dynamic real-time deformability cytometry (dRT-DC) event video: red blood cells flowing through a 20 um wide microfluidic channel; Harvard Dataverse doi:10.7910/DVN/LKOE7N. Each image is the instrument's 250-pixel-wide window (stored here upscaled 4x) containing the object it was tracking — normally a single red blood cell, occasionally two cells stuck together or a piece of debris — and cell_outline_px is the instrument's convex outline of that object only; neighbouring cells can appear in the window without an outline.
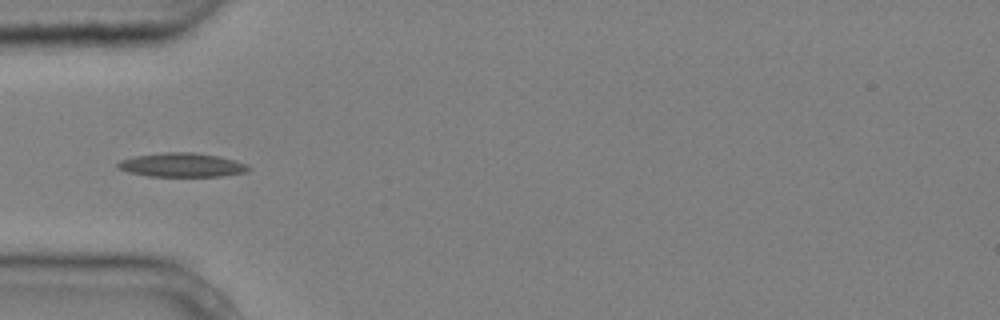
{"species": "common noctule bat (a hibernating species)", "species_latin": "Nyctalus noctula", "temperature_condition": "cold", "stored_images_in_passage": 10, "camera_frame_rate_fps": 3000, "um_per_image_px": 0.085, "animal": {"sex": "male", "body_mass_g": 20.4}, "frame": {"image": 1, "passage_image": 5, "time_ms": 1.333, "image_size_px": [1000, 320], "cell_outline_px": [[252, 168], [248, 172], [224, 176], [148, 176], [128, 172], [116, 168], [116, 164], [120, 160], [132, 156], [168, 152], [192, 152], [216, 156], [236, 160], [248, 164]], "centroid_in_image_um": [15.47, 14.03], "position_along_channel_um": 69.5, "area_um2": 18.44}}
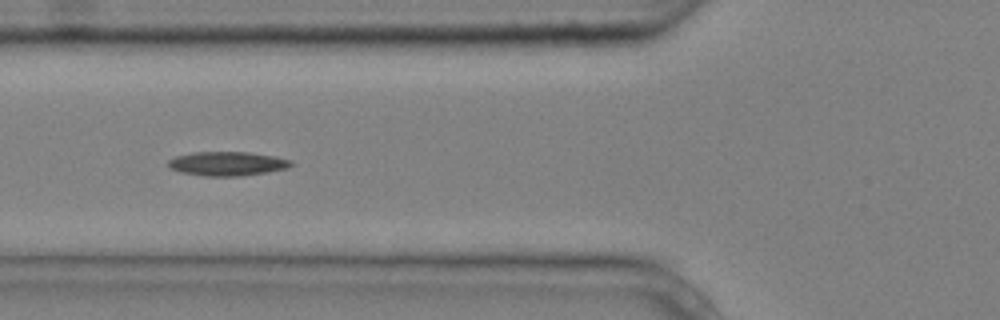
{"frame": {"image": 2, "passage_image": 6, "time_ms": 1.667, "image_size_px": [1000, 320], "cell_outline_px": [[292, 164], [288, 168], [268, 172], [240, 176], [204, 176], [180, 172], [172, 168], [168, 164], [168, 160], [176, 156], [192, 152], [248, 152], [276, 156], [292, 160]], "centroid_in_image_um": [19.34, 13.91], "position_along_channel_um": 106.5, "area_um2": 17.28}}
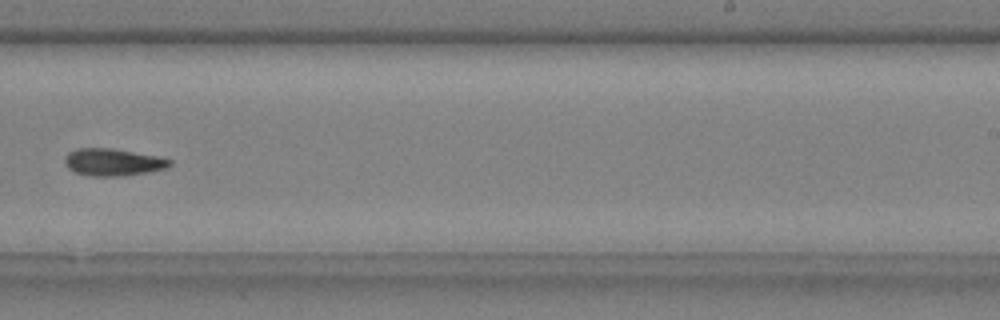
{"frame": {"image": 3, "passage_image": 10, "time_ms": 3.0, "image_size_px": [1000, 320], "cell_outline_px": [[172, 164], [168, 168], [148, 172], [124, 176], [92, 176], [76, 172], [68, 168], [64, 160], [64, 156], [68, 152], [76, 148], [112, 148], [160, 156], [172, 160]], "centroid_in_image_um": [9.63, 13.78], "position_along_channel_um": 279.4, "area_um2": 16.88}}